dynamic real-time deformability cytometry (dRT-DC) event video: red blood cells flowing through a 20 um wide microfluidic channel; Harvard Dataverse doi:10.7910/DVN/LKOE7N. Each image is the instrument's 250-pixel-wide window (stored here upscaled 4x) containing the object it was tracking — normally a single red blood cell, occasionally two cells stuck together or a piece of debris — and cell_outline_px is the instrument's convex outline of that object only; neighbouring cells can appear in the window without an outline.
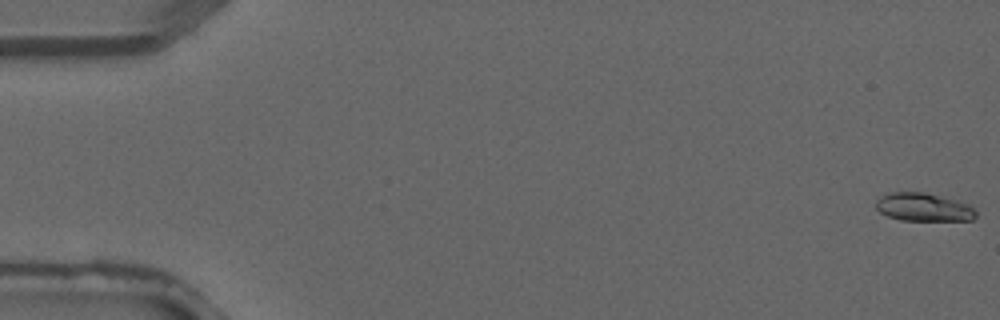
{"species": "common noctule bat (a hibernating species)", "species_latin": "Nyctalus noctula", "temperature_condition": "warm", "stored_images_in_passage": 5, "camera_frame_rate_fps": 3000, "um_per_image_px": 0.085, "animal": {"sex": "male", "forearm_length_mm": 52.5}, "frame": {"image": 1, "passage_image": 1, "time_ms": 0.0, "image_size_px": [1000, 320], "cell_outline_px": [[976, 216], [972, 220], [900, 220], [888, 216], [880, 212], [876, 208], [876, 200], [880, 196], [888, 192], [924, 192], [956, 200], [968, 204], [976, 212]], "centroid_in_image_um": [78.46, 17.6], "position_along_channel_um": 6.5, "area_um2": 16.36}}